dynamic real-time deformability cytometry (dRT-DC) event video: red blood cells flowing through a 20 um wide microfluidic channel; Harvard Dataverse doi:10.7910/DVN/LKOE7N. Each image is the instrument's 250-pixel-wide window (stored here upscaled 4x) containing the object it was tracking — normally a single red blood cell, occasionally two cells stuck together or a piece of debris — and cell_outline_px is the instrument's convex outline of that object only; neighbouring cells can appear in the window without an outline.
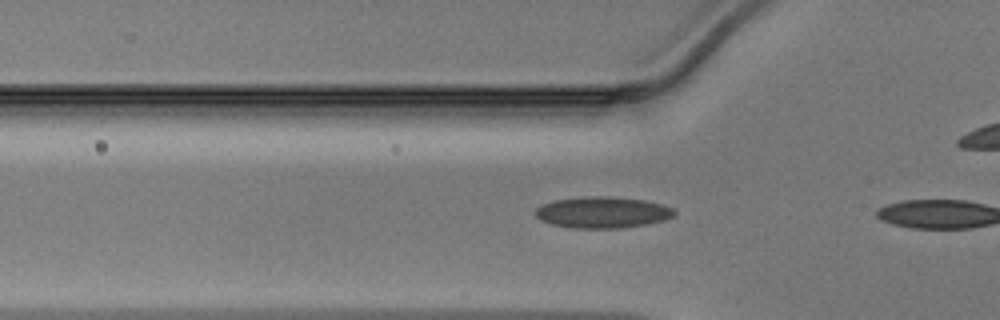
{"species": "Egyptian fruit bat (a non-hibernating species)", "species_latin": "Rousettus aegyptiacus", "temperature_condition": "warm", "stored_images_in_passage": 5, "camera_frame_rate_fps": 3000, "um_per_image_px": 0.085, "animal": {"sex": "male"}, "frame": {"image": 1, "passage_image": 4, "time_ms": 1.0, "image_size_px": [1000, 320], "cell_outline_px": [[676, 212], [672, 216], [664, 220], [644, 224], [620, 228], [572, 228], [552, 224], [540, 220], [536, 216], [536, 208], [544, 204], [556, 200], [588, 196], [608, 196], [644, 200], [664, 204], [672, 208]], "centroid_in_image_um": [51.22, 18.05], "position_along_channel_um": 74.6, "area_um2": 25.14}}